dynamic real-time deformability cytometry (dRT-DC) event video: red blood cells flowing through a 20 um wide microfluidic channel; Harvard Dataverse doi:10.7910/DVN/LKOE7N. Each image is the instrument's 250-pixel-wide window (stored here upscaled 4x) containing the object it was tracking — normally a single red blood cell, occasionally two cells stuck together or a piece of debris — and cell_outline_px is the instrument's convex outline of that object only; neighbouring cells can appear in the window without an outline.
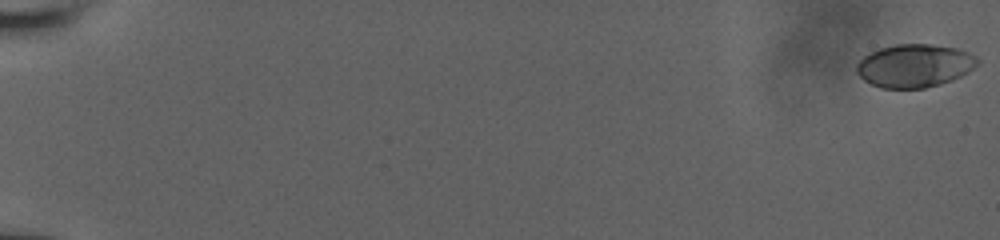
{"species": "human", "species_latin": "Homo sapiens", "temperature_condition": "room temperature", "stored_images_in_passage": 40, "camera_frame_rate_fps": 3000, "um_per_image_px": 0.085, "donor": {"sex": "male"}, "frame": {"image": 1, "passage_image": 1, "time_ms": 0.0, "image_size_px": [1000, 240], "cell_outline_px": [[980, 64], [968, 72], [952, 80], [940, 84], [924, 88], [880, 88], [864, 80], [856, 72], [856, 64], [864, 56], [880, 48], [896, 44], [928, 44], [956, 48], [968, 52], [976, 56], [980, 60]], "centroid_in_image_um": [77.76, 5.58], "position_along_channel_um": 7.2, "area_um2": 30.4}}
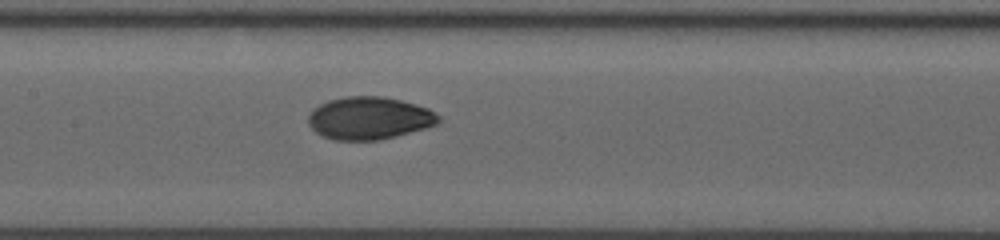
{"frame": {"image": 2, "passage_image": 22, "time_ms": 10.0, "image_size_px": [1000, 240], "cell_outline_px": [[440, 120], [436, 124], [424, 128], [380, 140], [336, 140], [324, 136], [316, 132], [308, 124], [308, 112], [320, 104], [328, 100], [344, 96], [384, 96], [416, 104], [428, 108], [440, 116]], "centroid_in_image_um": [31.36, 10.03], "position_along_channel_um": 176.0, "area_um2": 32.31}}
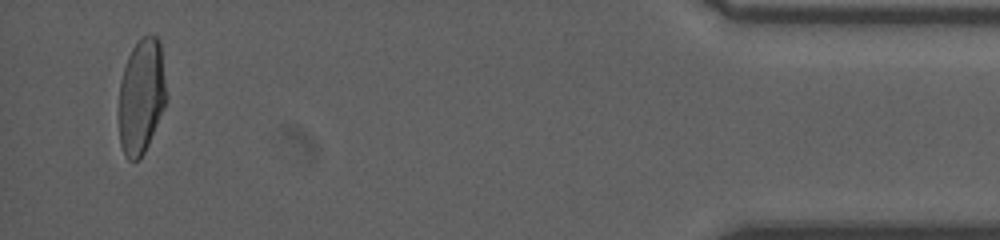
{"frame": {"image": 3, "passage_image": 39, "time_ms": 18.0, "image_size_px": [1000, 240], "cell_outline_px": [[168, 96], [164, 108], [148, 144], [144, 152], [136, 160], [128, 160], [120, 144], [120, 80], [128, 56], [132, 48], [144, 36], [156, 36], [160, 40]], "centroid_in_image_um": [12.05, 8.15], "position_along_channel_um": 423.2, "area_um2": 31.62}}